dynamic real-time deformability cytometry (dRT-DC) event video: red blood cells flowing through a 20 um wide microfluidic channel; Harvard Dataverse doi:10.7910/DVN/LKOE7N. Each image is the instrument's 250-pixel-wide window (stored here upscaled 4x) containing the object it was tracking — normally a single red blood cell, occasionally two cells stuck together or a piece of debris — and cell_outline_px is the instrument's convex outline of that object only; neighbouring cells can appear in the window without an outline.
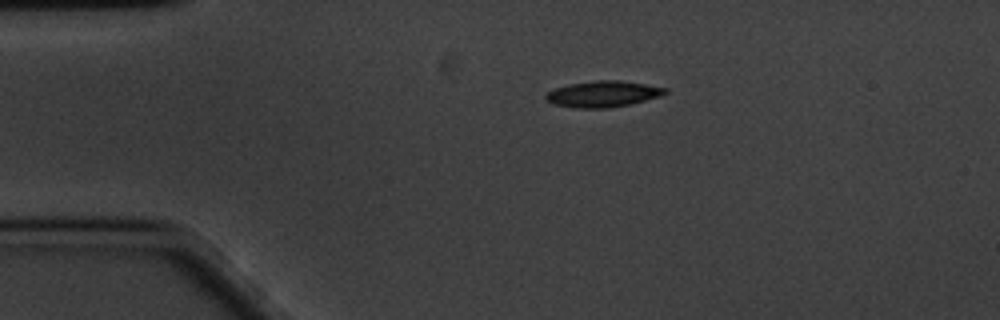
{"species": "common noctule bat (a hibernating species)", "species_latin": "Nyctalus noctula", "temperature_condition": "cold", "stored_images_in_passage": 48, "camera_frame_rate_fps": 3000, "um_per_image_px": 0.085, "animal": {"sex": "male", "body_mass_g": 20.1, "forearm_length_mm": 53.5}, "frame": {"image": 1, "passage_image": 1, "time_ms": 0.0, "image_size_px": [1000, 320], "cell_outline_px": [[668, 92], [660, 96], [628, 104], [608, 108], [576, 108], [552, 104], [544, 100], [544, 96], [548, 92], [556, 88], [568, 84], [596, 80], [620, 80], [668, 88]], "centroid_in_image_um": [51.21, 7.99], "position_along_channel_um": 33.8, "area_um2": 18.15}}
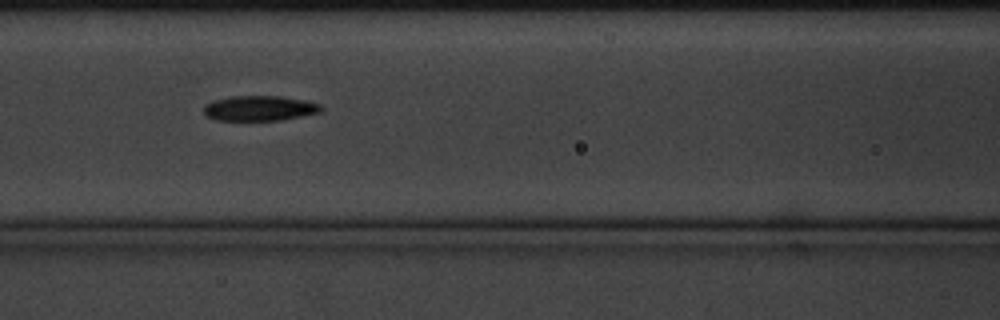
{"frame": {"image": 2, "passage_image": 14, "time_ms": 4.333, "image_size_px": [1000, 320], "cell_outline_px": [[324, 108], [320, 112], [280, 120], [216, 120], [208, 116], [204, 112], [204, 104], [212, 100], [232, 96], [280, 96], [304, 100], [320, 104]], "centroid_in_image_um": [22.05, 9.19], "position_along_channel_um": 144.6, "area_um2": 17.11}}
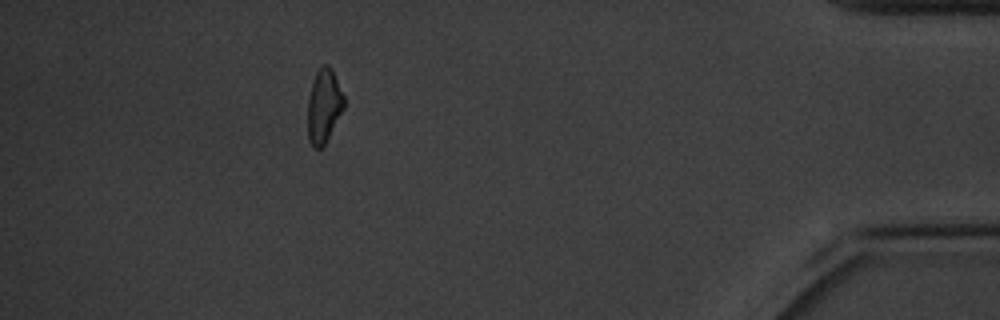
{"frame": {"image": 3, "passage_image": 42, "time_ms": 13.667, "image_size_px": [1000, 320], "cell_outline_px": [[344, 108], [324, 144], [320, 148], [316, 148], [308, 140], [308, 96], [312, 80], [316, 72], [324, 64], [328, 64], [344, 96]], "centroid_in_image_um": [27.51, 9.0], "position_along_channel_um": 407.7, "area_um2": 15.26}, "authors_computed_cell_mechanics": {"area_um2": 17.1955, "velocity_mm_per_s": 3.3839, "shape_relaxation_time_tau1_ms": 2.8325, "shape_relaxation_time_tau2_ms": 9.0726, "deformation_change_tau1": 0.1077, "deformation_change_tau2": 0.1683}}